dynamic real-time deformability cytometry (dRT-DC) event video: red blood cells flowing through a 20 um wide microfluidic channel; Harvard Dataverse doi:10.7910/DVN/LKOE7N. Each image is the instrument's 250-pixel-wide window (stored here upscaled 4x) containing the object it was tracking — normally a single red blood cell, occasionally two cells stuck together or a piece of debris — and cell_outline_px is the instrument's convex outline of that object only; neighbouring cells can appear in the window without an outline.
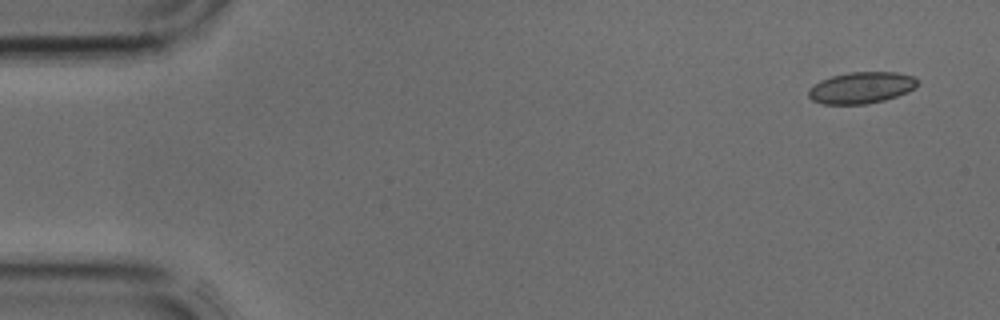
{"species": "common noctule bat (a hibernating species)", "species_latin": "Nyctalus noctula", "temperature_condition": "cold", "stored_images_in_passage": 4, "camera_frame_rate_fps": 3000, "um_per_image_px": 0.085, "animal": {"sex": "male", "body_mass_g": 17.9, "forearm_length_mm": 54.2}, "frame": {"image": 1, "passage_image": 1, "time_ms": 0.0, "image_size_px": [1000, 320], "cell_outline_px": [[920, 84], [916, 88], [908, 92], [884, 100], [868, 104], [824, 104], [812, 100], [808, 96], [808, 92], [820, 80], [832, 76], [848, 72], [896, 72], [912, 76], [920, 80]], "centroid_in_image_um": [73.27, 7.45], "position_along_channel_um": 11.7, "area_um2": 20.06}}
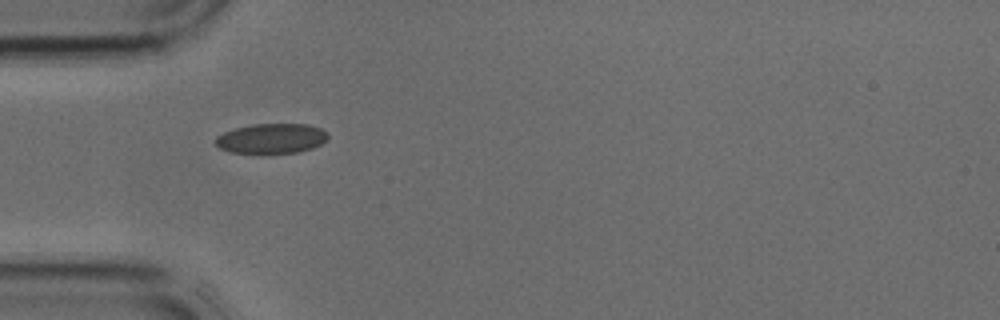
{"frame": {"image": 2, "passage_image": 3, "time_ms": 0.667, "image_size_px": [1000, 320], "cell_outline_px": [[328, 136], [320, 144], [312, 148], [296, 152], [228, 152], [220, 148], [212, 140], [216, 136], [224, 132], [236, 128], [252, 124], [308, 124], [320, 128], [328, 132]], "centroid_in_image_um": [23.04, 11.75], "position_along_channel_um": 62.0, "area_um2": 19.36}}